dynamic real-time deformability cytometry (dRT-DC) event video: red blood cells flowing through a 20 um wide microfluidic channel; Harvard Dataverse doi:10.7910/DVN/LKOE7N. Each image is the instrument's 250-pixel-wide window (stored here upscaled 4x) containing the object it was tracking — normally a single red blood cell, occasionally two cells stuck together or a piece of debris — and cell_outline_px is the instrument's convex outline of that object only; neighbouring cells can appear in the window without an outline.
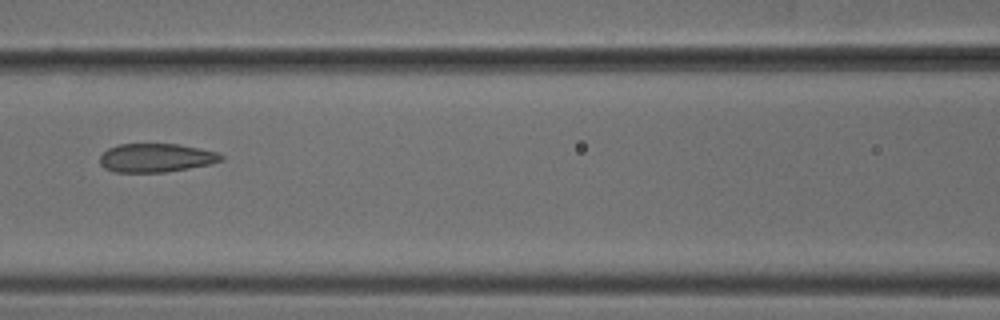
{"species": "common noctule bat (a hibernating species)", "species_latin": "Nyctalus noctula", "temperature_condition": "cold", "stored_images_in_passage": 6, "camera_frame_rate_fps": 3000, "um_per_image_px": 0.085, "animal": {"sex": "male", "body_mass_g": 18.8}, "frame": {"image": 1, "passage_image": 6, "time_ms": 1.667, "image_size_px": [1000, 320], "cell_outline_px": [[224, 160], [212, 164], [164, 172], [116, 172], [104, 168], [100, 164], [100, 156], [108, 148], [120, 144], [176, 144], [216, 152], [224, 156]], "centroid_in_image_um": [13.26, 13.42], "position_along_channel_um": 153.3, "area_um2": 20.11}}